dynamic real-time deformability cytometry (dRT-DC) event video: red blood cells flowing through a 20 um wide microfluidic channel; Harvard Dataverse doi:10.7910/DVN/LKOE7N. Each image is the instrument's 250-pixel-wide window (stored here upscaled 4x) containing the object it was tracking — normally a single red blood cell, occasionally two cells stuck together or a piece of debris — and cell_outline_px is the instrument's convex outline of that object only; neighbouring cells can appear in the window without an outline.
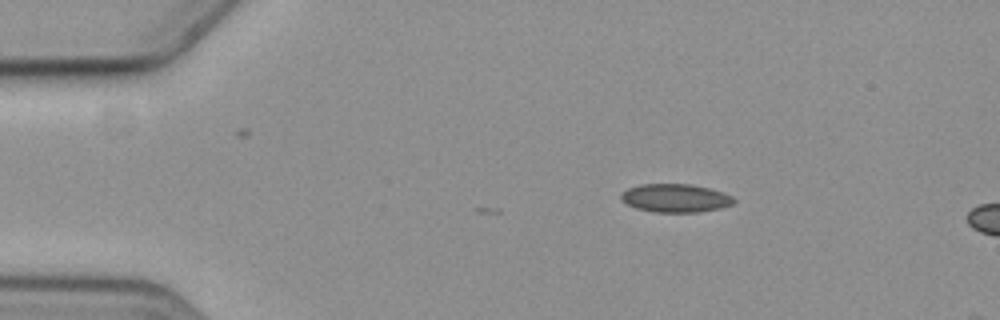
{"species": "common noctule bat (a hibernating species)", "species_latin": "Nyctalus noctula", "temperature_condition": "cold", "stored_images_in_passage": 2, "camera_frame_rate_fps": 3000, "um_per_image_px": 0.085, "animal": {"sex": "female", "body_mass_g": 19.3, "forearm_length_mm": 54.1}, "frame": {"image": 1, "passage_image": 1, "time_ms": 0.0, "image_size_px": [1000, 320], "cell_outline_px": [[736, 200], [732, 204], [720, 208], [696, 212], [652, 212], [636, 208], [620, 200], [620, 196], [628, 188], [640, 184], [692, 184], [708, 188], [732, 196]], "centroid_in_image_um": [57.38, 16.84], "position_along_channel_um": 27.6, "area_um2": 18.5}}